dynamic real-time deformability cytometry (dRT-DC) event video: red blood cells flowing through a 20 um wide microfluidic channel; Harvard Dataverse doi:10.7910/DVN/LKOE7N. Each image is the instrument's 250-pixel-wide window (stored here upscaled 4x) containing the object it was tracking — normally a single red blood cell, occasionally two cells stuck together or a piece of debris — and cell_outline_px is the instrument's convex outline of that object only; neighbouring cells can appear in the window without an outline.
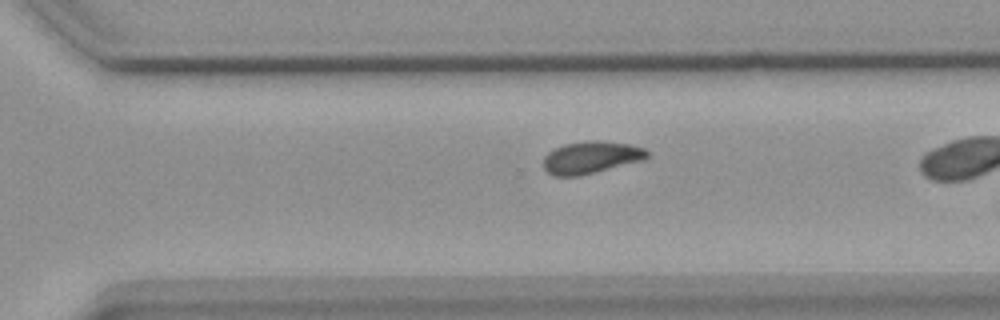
{"species": "common noctule bat (a hibernating species)", "species_latin": "Nyctalus noctula", "temperature_condition": "warm", "stored_images_in_passage": 28, "camera_frame_rate_fps": 3000, "um_per_image_px": 0.085, "animal": {"sex": "female", "body_mass_g": 18.4}, "frame": {"image": 1, "passage_image": 24, "time_ms": 7.667, "image_size_px": [1000, 320], "cell_outline_px": [[652, 152], [644, 160], [580, 176], [552, 176], [544, 168], [544, 156], [552, 148], [564, 144], [592, 140], [596, 140], [632, 144], [644, 148]], "centroid_in_image_um": [50.26, 13.37], "position_along_channel_um": 320.3, "area_um2": 19.77}}